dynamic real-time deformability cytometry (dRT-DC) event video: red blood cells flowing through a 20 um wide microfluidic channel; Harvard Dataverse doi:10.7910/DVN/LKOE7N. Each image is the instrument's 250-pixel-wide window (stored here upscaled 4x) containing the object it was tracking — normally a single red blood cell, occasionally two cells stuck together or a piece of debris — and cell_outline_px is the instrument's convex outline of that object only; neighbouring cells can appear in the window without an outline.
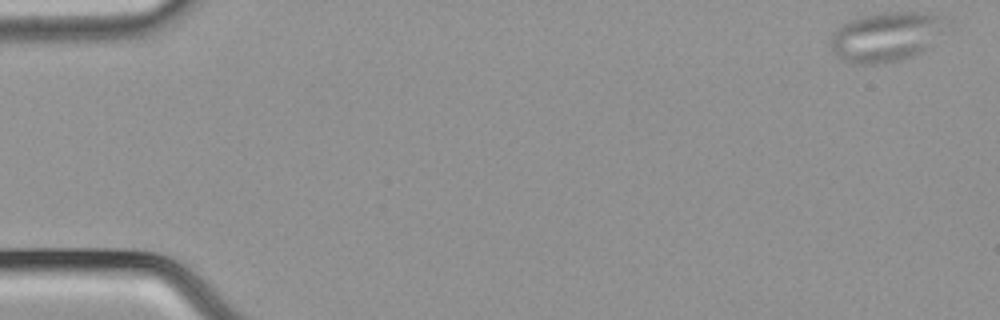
{"species": "common noctule bat (a hibernating species)", "species_latin": "Nyctalus noctula", "temperature_condition": "cold", "stored_images_in_passage": 53, "camera_frame_rate_fps": 3000, "um_per_image_px": 0.085, "animal": {"sex": "male", "body_mass_g": 21.5, "forearm_length_mm": 52.0}, "frame": {"image": 1, "passage_image": 1, "time_ms": 0.0, "image_size_px": [1000, 320], "cell_outline_px": [[956, 24], [920, 52], [912, 56], [900, 60], [876, 64], [852, 64], [836, 56], [832, 52], [832, 32], [836, 28], [848, 20], [856, 16], [880, 12], [920, 12], [944, 16]], "centroid_in_image_um": [75.4, 3.08], "position_along_channel_um": 9.6, "area_um2": 34.33}}
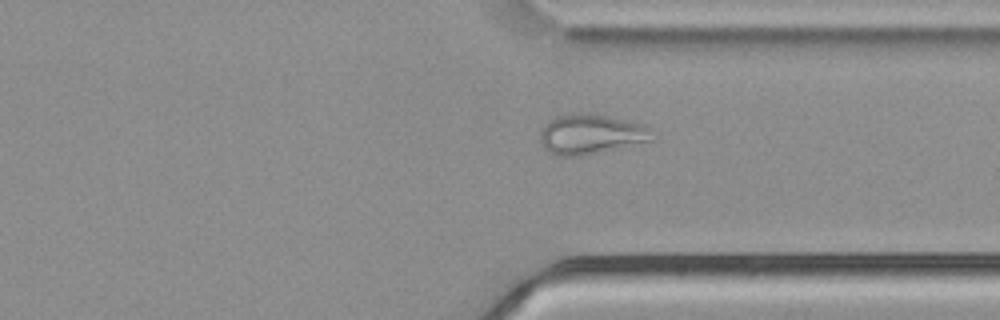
{"frame": {"image": 2, "passage_image": 40, "time_ms": 13.0, "image_size_px": [1000, 320], "cell_outline_px": [[652, 140], [580, 156], [556, 156], [548, 152], [544, 148], [540, 140], [540, 132], [548, 120], [556, 116], [580, 112], [588, 112], [608, 116], [644, 124], [652, 128]], "centroid_in_image_um": [50.19, 11.39], "position_along_channel_um": 361.2, "area_um2": 26.13}}
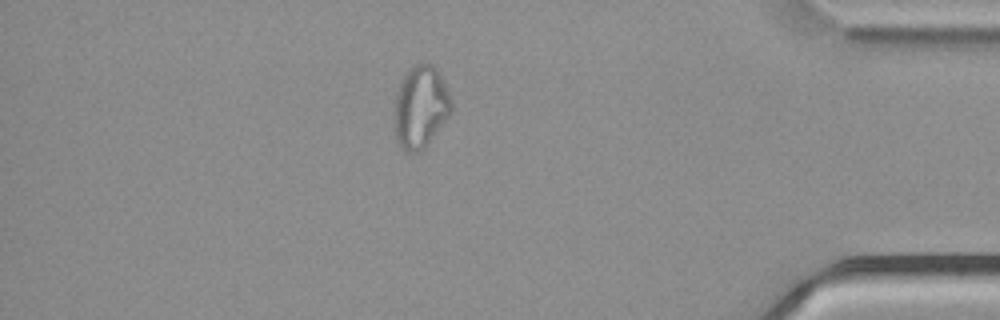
{"frame": {"image": 3, "passage_image": 46, "time_ms": 15.0, "image_size_px": [1000, 320], "cell_outline_px": [[452, 112], [428, 144], [420, 152], [404, 152], [396, 144], [392, 116], [392, 108], [396, 92], [408, 68], [416, 64], [432, 64], [440, 72], [444, 80], [452, 100]], "centroid_in_image_um": [35.71, 9.13], "position_along_channel_um": 399.5, "area_um2": 28.26}, "authors_computed_cell_mechanics": {"area_um2": 27.8018, "velocity_mm_per_s": 3.8034, "shape_relaxation_time_tau1_ms": null, "shape_relaxation_time_tau2_ms": 1.5935, "deformation_change_tau1": null, "deformation_change_tau2": 0.081}}